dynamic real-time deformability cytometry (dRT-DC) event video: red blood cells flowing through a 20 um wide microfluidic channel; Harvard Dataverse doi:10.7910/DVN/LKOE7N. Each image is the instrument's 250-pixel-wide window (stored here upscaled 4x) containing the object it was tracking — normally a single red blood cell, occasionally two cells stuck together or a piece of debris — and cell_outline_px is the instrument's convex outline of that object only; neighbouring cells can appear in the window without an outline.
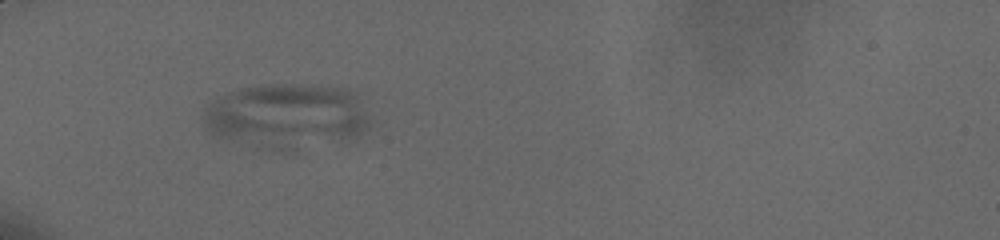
{"species": "human", "species_latin": "Homo sapiens", "temperature_condition": "cold", "stored_images_in_passage": 30, "camera_frame_rate_fps": 3000, "um_per_image_px": 0.085, "donor": {"sex": "male"}, "frame": {"image": 1, "passage_image": 9, "time_ms": 7.333, "image_size_px": [1000, 240], "cell_outline_px": [[376, 124], [372, 128], [356, 140], [284, 156], [212, 136], [204, 128], [204, 108], [212, 100], [228, 92], [240, 88], [260, 84], [332, 84], [356, 88]], "centroid_in_image_um": [24.55, 9.94], "position_along_channel_um": 60.4, "area_um2": 68.44}}